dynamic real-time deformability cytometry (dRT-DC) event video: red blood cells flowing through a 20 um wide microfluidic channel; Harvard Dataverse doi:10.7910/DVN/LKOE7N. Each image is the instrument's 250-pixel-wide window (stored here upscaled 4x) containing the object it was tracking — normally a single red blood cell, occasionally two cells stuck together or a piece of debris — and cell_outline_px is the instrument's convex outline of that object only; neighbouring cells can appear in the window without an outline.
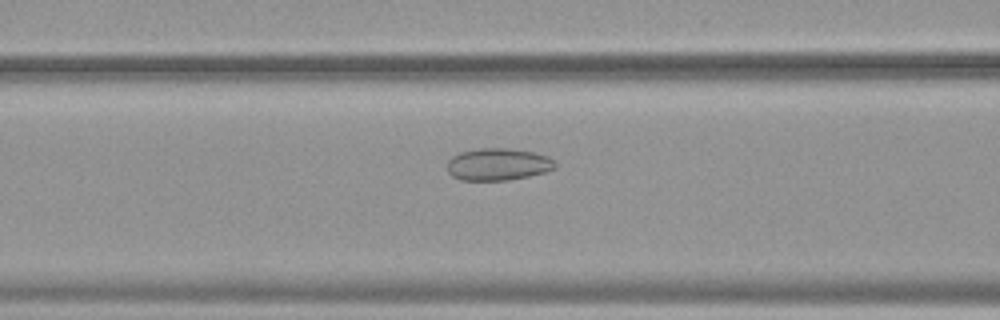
{"species": "common noctule bat (a hibernating species)", "species_latin": "Nyctalus noctula", "temperature_condition": "warm", "stored_images_in_passage": 8, "camera_frame_rate_fps": 3000, "um_per_image_px": 0.085, "animal": {"sex": "female", "body_mass_g": 19.9}, "frame": {"image": 1, "passage_image": 6, "time_ms": 1.667, "image_size_px": [1000, 320], "cell_outline_px": [[556, 168], [544, 172], [528, 176], [508, 180], [460, 180], [452, 176], [448, 172], [448, 160], [452, 156], [460, 152], [480, 148], [508, 148], [532, 152], [548, 156], [556, 160]], "centroid_in_image_um": [42.34, 13.96], "position_along_channel_um": 124.3, "area_um2": 20.29}}